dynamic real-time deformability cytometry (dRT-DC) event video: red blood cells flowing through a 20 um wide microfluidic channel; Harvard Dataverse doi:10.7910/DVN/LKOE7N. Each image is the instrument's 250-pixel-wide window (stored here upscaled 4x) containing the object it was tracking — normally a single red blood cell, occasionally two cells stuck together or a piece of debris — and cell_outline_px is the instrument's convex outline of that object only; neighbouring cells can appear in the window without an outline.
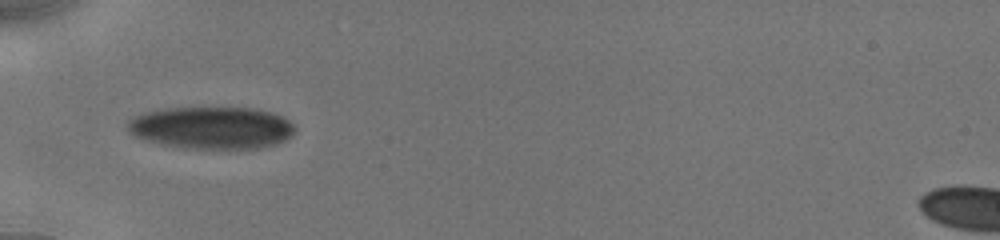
{"species": "human", "species_latin": "Homo sapiens", "temperature_condition": "cold", "stored_images_in_passage": 7, "camera_frame_rate_fps": 3000, "um_per_image_px": 0.085, "donor": {"sex": "male"}, "frame": {"image": 1, "passage_image": 1, "time_ms": 0.0, "image_size_px": [1000, 240], "cell_outline_px": [[296, 128], [292, 136], [276, 144], [260, 148], [184, 148], [144, 140], [132, 136], [128, 132], [128, 120], [132, 116], [164, 108], [256, 108], [272, 112], [288, 120]], "centroid_in_image_um": [17.98, 10.85], "position_along_channel_um": 67.0, "area_um2": 41.21}}
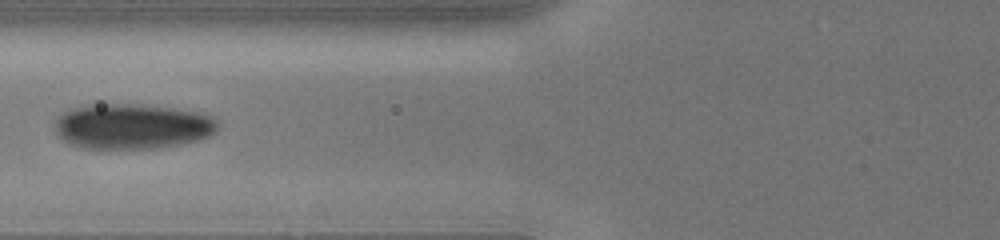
{"frame": {"image": 2, "passage_image": 4, "time_ms": 1.333, "image_size_px": [1000, 240], "cell_outline_px": [[220, 128], [216, 132], [208, 136], [196, 140], [180, 144], [156, 148], [80, 148], [68, 144], [56, 132], [56, 120], [64, 112], [72, 108], [88, 104], [128, 104], [172, 108], [200, 112], [212, 116], [220, 120]], "centroid_in_image_um": [11.28, 10.74], "position_along_channel_um": 114.5, "area_um2": 43.06}}
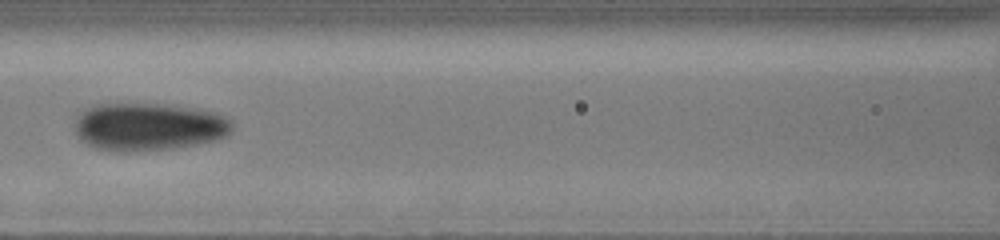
{"frame": {"image": 3, "passage_image": 6, "time_ms": 2.333, "image_size_px": [1000, 240], "cell_outline_px": [[232, 132], [228, 136], [196, 144], [176, 148], [124, 152], [96, 148], [88, 144], [76, 132], [76, 116], [84, 108], [96, 104], [164, 104], [196, 108], [216, 112], [232, 120]], "centroid_in_image_um": [12.66, 10.76], "position_along_channel_um": 153.9, "area_um2": 43.87}}